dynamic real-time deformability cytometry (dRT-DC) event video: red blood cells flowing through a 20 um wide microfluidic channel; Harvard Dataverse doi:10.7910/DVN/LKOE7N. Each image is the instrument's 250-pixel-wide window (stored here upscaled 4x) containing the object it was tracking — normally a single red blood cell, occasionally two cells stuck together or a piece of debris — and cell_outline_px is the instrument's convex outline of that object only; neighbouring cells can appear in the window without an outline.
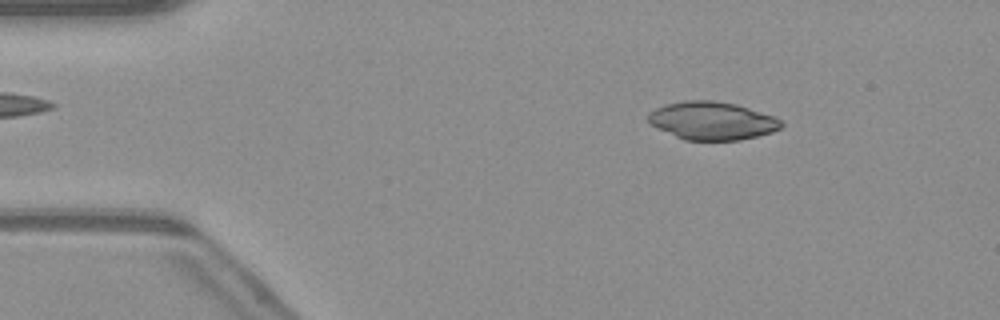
{"species": "common noctule bat (a hibernating species)", "species_latin": "Nyctalus noctula", "temperature_condition": "warm", "stored_images_in_passage": 49, "camera_frame_rate_fps": 3000, "um_per_image_px": 0.085, "animal": {"sex": "male", "body_mass_g": 23.1, "forearm_length_mm": 52.7}, "frame": {"image": 1, "passage_image": 7, "time_ms": 2.0, "image_size_px": [1000, 320], "cell_outline_px": [[784, 124], [780, 128], [772, 132], [740, 140], [684, 140], [652, 124], [648, 120], [648, 116], [656, 108], [668, 104], [684, 100], [712, 100], [736, 104], [772, 116], [780, 120]], "centroid_in_image_um": [60.55, 10.26], "position_along_channel_um": 24.4, "area_um2": 28.96}}